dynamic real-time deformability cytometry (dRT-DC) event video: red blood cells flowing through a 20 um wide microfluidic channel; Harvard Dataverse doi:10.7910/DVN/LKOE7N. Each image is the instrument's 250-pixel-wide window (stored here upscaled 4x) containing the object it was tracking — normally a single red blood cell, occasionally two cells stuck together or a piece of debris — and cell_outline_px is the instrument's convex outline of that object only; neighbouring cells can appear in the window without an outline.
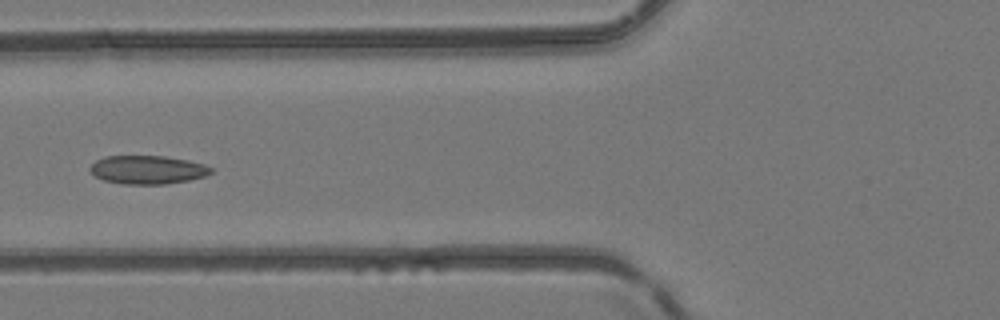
{"species": "common noctule bat (a hibernating species)", "species_latin": "Nyctalus noctula", "temperature_condition": "room temperature", "stored_images_in_passage": 6, "camera_frame_rate_fps": 3000, "um_per_image_px": 0.085, "animal": {"sex": "female", "body_mass_g": 24.6, "forearm_length_mm": 56.2}, "frame": {"image": 1, "passage_image": 5, "time_ms": 6.0, "image_size_px": [1000, 320], "cell_outline_px": [[212, 172], [204, 176], [188, 180], [164, 184], [124, 184], [104, 180], [96, 176], [88, 168], [96, 160], [104, 156], [164, 156], [188, 160], [204, 164], [212, 168]], "centroid_in_image_um": [12.53, 14.42], "position_along_channel_um": 113.3, "area_um2": 19.94}}
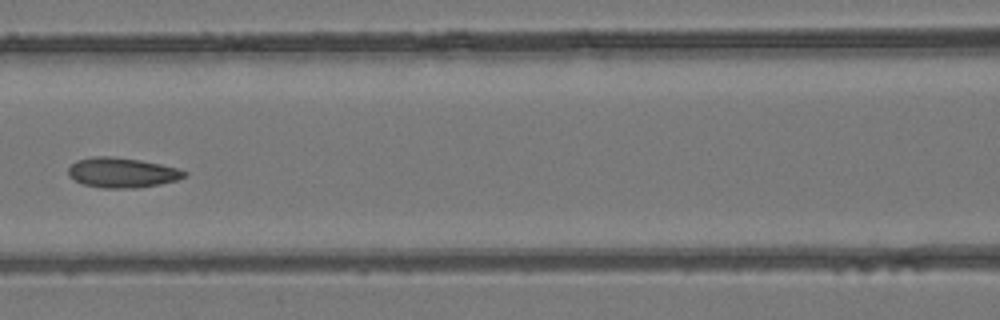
{"frame": {"image": 2, "passage_image": 6, "time_ms": 7.0, "image_size_px": [1000, 320], "cell_outline_px": [[188, 176], [176, 180], [160, 184], [140, 188], [104, 188], [84, 184], [68, 176], [68, 168], [76, 160], [92, 156], [112, 156], [140, 160], [160, 164], [176, 168], [188, 172]], "centroid_in_image_um": [10.38, 14.67], "position_along_channel_um": 156.2, "area_um2": 20.35}}